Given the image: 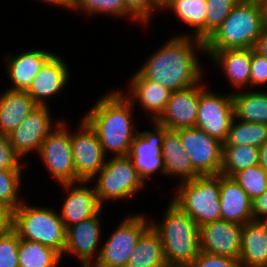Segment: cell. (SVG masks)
<instances>
[{
    "label": "cell",
    "instance_id": "cell-1",
    "mask_svg": "<svg viewBox=\"0 0 267 267\" xmlns=\"http://www.w3.org/2000/svg\"><path fill=\"white\" fill-rule=\"evenodd\" d=\"M163 45L146 59L138 71L172 92L198 84L204 76V67L200 65L195 50L205 54L204 42L185 33L171 37Z\"/></svg>",
    "mask_w": 267,
    "mask_h": 267
},
{
    "label": "cell",
    "instance_id": "cell-2",
    "mask_svg": "<svg viewBox=\"0 0 267 267\" xmlns=\"http://www.w3.org/2000/svg\"><path fill=\"white\" fill-rule=\"evenodd\" d=\"M104 95L83 119L95 131L106 156L109 152L113 156H126L139 132L133 122L134 106L120 90Z\"/></svg>",
    "mask_w": 267,
    "mask_h": 267
},
{
    "label": "cell",
    "instance_id": "cell-3",
    "mask_svg": "<svg viewBox=\"0 0 267 267\" xmlns=\"http://www.w3.org/2000/svg\"><path fill=\"white\" fill-rule=\"evenodd\" d=\"M162 219H151L150 225L160 236L167 265L190 267L200 252L199 226L172 201Z\"/></svg>",
    "mask_w": 267,
    "mask_h": 267
},
{
    "label": "cell",
    "instance_id": "cell-4",
    "mask_svg": "<svg viewBox=\"0 0 267 267\" xmlns=\"http://www.w3.org/2000/svg\"><path fill=\"white\" fill-rule=\"evenodd\" d=\"M265 23L260 1L240 0L204 42V51L254 48Z\"/></svg>",
    "mask_w": 267,
    "mask_h": 267
},
{
    "label": "cell",
    "instance_id": "cell-5",
    "mask_svg": "<svg viewBox=\"0 0 267 267\" xmlns=\"http://www.w3.org/2000/svg\"><path fill=\"white\" fill-rule=\"evenodd\" d=\"M12 229L20 239L38 242L63 255L66 244V228L58 211L26 204L24 201L13 211Z\"/></svg>",
    "mask_w": 267,
    "mask_h": 267
},
{
    "label": "cell",
    "instance_id": "cell-6",
    "mask_svg": "<svg viewBox=\"0 0 267 267\" xmlns=\"http://www.w3.org/2000/svg\"><path fill=\"white\" fill-rule=\"evenodd\" d=\"M179 184L171 201L186 212L199 227L221 220L219 174L197 176Z\"/></svg>",
    "mask_w": 267,
    "mask_h": 267
},
{
    "label": "cell",
    "instance_id": "cell-7",
    "mask_svg": "<svg viewBox=\"0 0 267 267\" xmlns=\"http://www.w3.org/2000/svg\"><path fill=\"white\" fill-rule=\"evenodd\" d=\"M95 177V191L103 207L104 201L127 199L145 186L128 155L112 156Z\"/></svg>",
    "mask_w": 267,
    "mask_h": 267
},
{
    "label": "cell",
    "instance_id": "cell-8",
    "mask_svg": "<svg viewBox=\"0 0 267 267\" xmlns=\"http://www.w3.org/2000/svg\"><path fill=\"white\" fill-rule=\"evenodd\" d=\"M147 218L139 213L122 219L106 243H103L92 267H126L140 236L151 226Z\"/></svg>",
    "mask_w": 267,
    "mask_h": 267
},
{
    "label": "cell",
    "instance_id": "cell-9",
    "mask_svg": "<svg viewBox=\"0 0 267 267\" xmlns=\"http://www.w3.org/2000/svg\"><path fill=\"white\" fill-rule=\"evenodd\" d=\"M61 121L43 141L38 152L53 179L62 183H76V170L70 142V130Z\"/></svg>",
    "mask_w": 267,
    "mask_h": 267
},
{
    "label": "cell",
    "instance_id": "cell-10",
    "mask_svg": "<svg viewBox=\"0 0 267 267\" xmlns=\"http://www.w3.org/2000/svg\"><path fill=\"white\" fill-rule=\"evenodd\" d=\"M202 83L195 128L224 143L234 119L232 94H215Z\"/></svg>",
    "mask_w": 267,
    "mask_h": 267
},
{
    "label": "cell",
    "instance_id": "cell-11",
    "mask_svg": "<svg viewBox=\"0 0 267 267\" xmlns=\"http://www.w3.org/2000/svg\"><path fill=\"white\" fill-rule=\"evenodd\" d=\"M76 132H70V142L76 170V182L93 181L105 166L106 155L95 131L82 118Z\"/></svg>",
    "mask_w": 267,
    "mask_h": 267
},
{
    "label": "cell",
    "instance_id": "cell-12",
    "mask_svg": "<svg viewBox=\"0 0 267 267\" xmlns=\"http://www.w3.org/2000/svg\"><path fill=\"white\" fill-rule=\"evenodd\" d=\"M193 169L200 175H218L222 167L223 142L197 128L176 130Z\"/></svg>",
    "mask_w": 267,
    "mask_h": 267
},
{
    "label": "cell",
    "instance_id": "cell-13",
    "mask_svg": "<svg viewBox=\"0 0 267 267\" xmlns=\"http://www.w3.org/2000/svg\"><path fill=\"white\" fill-rule=\"evenodd\" d=\"M48 106H37L25 120L7 136L16 154L23 160L29 153L40 150L47 135L60 122L51 119ZM53 125V126H52Z\"/></svg>",
    "mask_w": 267,
    "mask_h": 267
},
{
    "label": "cell",
    "instance_id": "cell-14",
    "mask_svg": "<svg viewBox=\"0 0 267 267\" xmlns=\"http://www.w3.org/2000/svg\"><path fill=\"white\" fill-rule=\"evenodd\" d=\"M243 225L225 220L205 223L199 227L200 251L239 259Z\"/></svg>",
    "mask_w": 267,
    "mask_h": 267
},
{
    "label": "cell",
    "instance_id": "cell-15",
    "mask_svg": "<svg viewBox=\"0 0 267 267\" xmlns=\"http://www.w3.org/2000/svg\"><path fill=\"white\" fill-rule=\"evenodd\" d=\"M101 213L102 211L93 217L66 228V244L62 258L64 254L76 255L80 267L93 266L100 253L97 246L101 236Z\"/></svg>",
    "mask_w": 267,
    "mask_h": 267
},
{
    "label": "cell",
    "instance_id": "cell-16",
    "mask_svg": "<svg viewBox=\"0 0 267 267\" xmlns=\"http://www.w3.org/2000/svg\"><path fill=\"white\" fill-rule=\"evenodd\" d=\"M88 183L90 181L59 184L68 194L59 212L65 228L93 217L103 210L104 207L99 202L95 187L85 186Z\"/></svg>",
    "mask_w": 267,
    "mask_h": 267
},
{
    "label": "cell",
    "instance_id": "cell-17",
    "mask_svg": "<svg viewBox=\"0 0 267 267\" xmlns=\"http://www.w3.org/2000/svg\"><path fill=\"white\" fill-rule=\"evenodd\" d=\"M200 98V82L171 93L166 109L157 122L170 130L194 128Z\"/></svg>",
    "mask_w": 267,
    "mask_h": 267
},
{
    "label": "cell",
    "instance_id": "cell-18",
    "mask_svg": "<svg viewBox=\"0 0 267 267\" xmlns=\"http://www.w3.org/2000/svg\"><path fill=\"white\" fill-rule=\"evenodd\" d=\"M69 75L67 63L54 53L41 67L27 93L37 105L48 106L46 99L65 89Z\"/></svg>",
    "mask_w": 267,
    "mask_h": 267
},
{
    "label": "cell",
    "instance_id": "cell-19",
    "mask_svg": "<svg viewBox=\"0 0 267 267\" xmlns=\"http://www.w3.org/2000/svg\"><path fill=\"white\" fill-rule=\"evenodd\" d=\"M130 85V86H129ZM129 93L123 95L135 107L137 103L157 121L166 109L172 91L144 77L138 70L129 81Z\"/></svg>",
    "mask_w": 267,
    "mask_h": 267
},
{
    "label": "cell",
    "instance_id": "cell-20",
    "mask_svg": "<svg viewBox=\"0 0 267 267\" xmlns=\"http://www.w3.org/2000/svg\"><path fill=\"white\" fill-rule=\"evenodd\" d=\"M221 220L244 225L254 220L252 199L232 178L219 174Z\"/></svg>",
    "mask_w": 267,
    "mask_h": 267
},
{
    "label": "cell",
    "instance_id": "cell-21",
    "mask_svg": "<svg viewBox=\"0 0 267 267\" xmlns=\"http://www.w3.org/2000/svg\"><path fill=\"white\" fill-rule=\"evenodd\" d=\"M53 54L48 50L33 49L22 51L15 56L12 55V57L7 55L4 58L5 70L12 81V87L8 89L27 91L41 67Z\"/></svg>",
    "mask_w": 267,
    "mask_h": 267
},
{
    "label": "cell",
    "instance_id": "cell-22",
    "mask_svg": "<svg viewBox=\"0 0 267 267\" xmlns=\"http://www.w3.org/2000/svg\"><path fill=\"white\" fill-rule=\"evenodd\" d=\"M205 54L214 65L220 66L234 89L239 91L240 88L250 86L252 48L205 51Z\"/></svg>",
    "mask_w": 267,
    "mask_h": 267
},
{
    "label": "cell",
    "instance_id": "cell-23",
    "mask_svg": "<svg viewBox=\"0 0 267 267\" xmlns=\"http://www.w3.org/2000/svg\"><path fill=\"white\" fill-rule=\"evenodd\" d=\"M162 157L165 176L180 177V182L189 181L200 176L194 169L191 158L183 147L179 133L164 127Z\"/></svg>",
    "mask_w": 267,
    "mask_h": 267
},
{
    "label": "cell",
    "instance_id": "cell-24",
    "mask_svg": "<svg viewBox=\"0 0 267 267\" xmlns=\"http://www.w3.org/2000/svg\"><path fill=\"white\" fill-rule=\"evenodd\" d=\"M239 261L242 267H267V221L243 225Z\"/></svg>",
    "mask_w": 267,
    "mask_h": 267
},
{
    "label": "cell",
    "instance_id": "cell-25",
    "mask_svg": "<svg viewBox=\"0 0 267 267\" xmlns=\"http://www.w3.org/2000/svg\"><path fill=\"white\" fill-rule=\"evenodd\" d=\"M38 105L27 91L11 90L0 94V133L8 135L16 129Z\"/></svg>",
    "mask_w": 267,
    "mask_h": 267
},
{
    "label": "cell",
    "instance_id": "cell-26",
    "mask_svg": "<svg viewBox=\"0 0 267 267\" xmlns=\"http://www.w3.org/2000/svg\"><path fill=\"white\" fill-rule=\"evenodd\" d=\"M232 93L235 120L267 125V93L260 91Z\"/></svg>",
    "mask_w": 267,
    "mask_h": 267
},
{
    "label": "cell",
    "instance_id": "cell-27",
    "mask_svg": "<svg viewBox=\"0 0 267 267\" xmlns=\"http://www.w3.org/2000/svg\"><path fill=\"white\" fill-rule=\"evenodd\" d=\"M167 265L159 234L150 226L141 236L126 267H164Z\"/></svg>",
    "mask_w": 267,
    "mask_h": 267
},
{
    "label": "cell",
    "instance_id": "cell-28",
    "mask_svg": "<svg viewBox=\"0 0 267 267\" xmlns=\"http://www.w3.org/2000/svg\"><path fill=\"white\" fill-rule=\"evenodd\" d=\"M172 11L182 22L193 28L189 36L205 42L206 0H170L165 8Z\"/></svg>",
    "mask_w": 267,
    "mask_h": 267
},
{
    "label": "cell",
    "instance_id": "cell-29",
    "mask_svg": "<svg viewBox=\"0 0 267 267\" xmlns=\"http://www.w3.org/2000/svg\"><path fill=\"white\" fill-rule=\"evenodd\" d=\"M62 255L51 247L20 239L19 267H59Z\"/></svg>",
    "mask_w": 267,
    "mask_h": 267
},
{
    "label": "cell",
    "instance_id": "cell-30",
    "mask_svg": "<svg viewBox=\"0 0 267 267\" xmlns=\"http://www.w3.org/2000/svg\"><path fill=\"white\" fill-rule=\"evenodd\" d=\"M259 164V148L251 145L223 146L220 174L232 177L236 172Z\"/></svg>",
    "mask_w": 267,
    "mask_h": 267
},
{
    "label": "cell",
    "instance_id": "cell-31",
    "mask_svg": "<svg viewBox=\"0 0 267 267\" xmlns=\"http://www.w3.org/2000/svg\"><path fill=\"white\" fill-rule=\"evenodd\" d=\"M267 141V125L233 119L223 146L251 145L259 148Z\"/></svg>",
    "mask_w": 267,
    "mask_h": 267
},
{
    "label": "cell",
    "instance_id": "cell-32",
    "mask_svg": "<svg viewBox=\"0 0 267 267\" xmlns=\"http://www.w3.org/2000/svg\"><path fill=\"white\" fill-rule=\"evenodd\" d=\"M152 131L138 132L130 147L128 156H141V158H154L162 156V141L164 126L153 121Z\"/></svg>",
    "mask_w": 267,
    "mask_h": 267
},
{
    "label": "cell",
    "instance_id": "cell-33",
    "mask_svg": "<svg viewBox=\"0 0 267 267\" xmlns=\"http://www.w3.org/2000/svg\"><path fill=\"white\" fill-rule=\"evenodd\" d=\"M22 170H3L0 169V205L14 211L23 202L19 197Z\"/></svg>",
    "mask_w": 267,
    "mask_h": 267
},
{
    "label": "cell",
    "instance_id": "cell-34",
    "mask_svg": "<svg viewBox=\"0 0 267 267\" xmlns=\"http://www.w3.org/2000/svg\"><path fill=\"white\" fill-rule=\"evenodd\" d=\"M232 178L252 200L267 190V172L259 164L236 172Z\"/></svg>",
    "mask_w": 267,
    "mask_h": 267
},
{
    "label": "cell",
    "instance_id": "cell-35",
    "mask_svg": "<svg viewBox=\"0 0 267 267\" xmlns=\"http://www.w3.org/2000/svg\"><path fill=\"white\" fill-rule=\"evenodd\" d=\"M81 10L88 15L107 14L108 16L129 17L136 21L127 12L124 0H74L72 11ZM129 15V16H128Z\"/></svg>",
    "mask_w": 267,
    "mask_h": 267
},
{
    "label": "cell",
    "instance_id": "cell-36",
    "mask_svg": "<svg viewBox=\"0 0 267 267\" xmlns=\"http://www.w3.org/2000/svg\"><path fill=\"white\" fill-rule=\"evenodd\" d=\"M240 0H206L207 14L205 22V41L228 17Z\"/></svg>",
    "mask_w": 267,
    "mask_h": 267
},
{
    "label": "cell",
    "instance_id": "cell-37",
    "mask_svg": "<svg viewBox=\"0 0 267 267\" xmlns=\"http://www.w3.org/2000/svg\"><path fill=\"white\" fill-rule=\"evenodd\" d=\"M19 242L20 238L13 229L0 236V267H19Z\"/></svg>",
    "mask_w": 267,
    "mask_h": 267
},
{
    "label": "cell",
    "instance_id": "cell-38",
    "mask_svg": "<svg viewBox=\"0 0 267 267\" xmlns=\"http://www.w3.org/2000/svg\"><path fill=\"white\" fill-rule=\"evenodd\" d=\"M23 161L13 149L8 136L0 133V169L3 170H23L28 167V162Z\"/></svg>",
    "mask_w": 267,
    "mask_h": 267
},
{
    "label": "cell",
    "instance_id": "cell-39",
    "mask_svg": "<svg viewBox=\"0 0 267 267\" xmlns=\"http://www.w3.org/2000/svg\"><path fill=\"white\" fill-rule=\"evenodd\" d=\"M129 157L131 158L132 163L144 184L146 182L145 180L156 172H161L165 175L164 160L162 156H154V158H141V156Z\"/></svg>",
    "mask_w": 267,
    "mask_h": 267
},
{
    "label": "cell",
    "instance_id": "cell-40",
    "mask_svg": "<svg viewBox=\"0 0 267 267\" xmlns=\"http://www.w3.org/2000/svg\"><path fill=\"white\" fill-rule=\"evenodd\" d=\"M127 12L132 16L136 23L148 25L151 22V16L157 9L150 3V0H124Z\"/></svg>",
    "mask_w": 267,
    "mask_h": 267
},
{
    "label": "cell",
    "instance_id": "cell-41",
    "mask_svg": "<svg viewBox=\"0 0 267 267\" xmlns=\"http://www.w3.org/2000/svg\"><path fill=\"white\" fill-rule=\"evenodd\" d=\"M190 267H242L239 259L200 251Z\"/></svg>",
    "mask_w": 267,
    "mask_h": 267
},
{
    "label": "cell",
    "instance_id": "cell-42",
    "mask_svg": "<svg viewBox=\"0 0 267 267\" xmlns=\"http://www.w3.org/2000/svg\"><path fill=\"white\" fill-rule=\"evenodd\" d=\"M267 84V57L252 48L250 86L262 87Z\"/></svg>",
    "mask_w": 267,
    "mask_h": 267
},
{
    "label": "cell",
    "instance_id": "cell-43",
    "mask_svg": "<svg viewBox=\"0 0 267 267\" xmlns=\"http://www.w3.org/2000/svg\"><path fill=\"white\" fill-rule=\"evenodd\" d=\"M252 214L254 220L267 221V190L252 200Z\"/></svg>",
    "mask_w": 267,
    "mask_h": 267
},
{
    "label": "cell",
    "instance_id": "cell-44",
    "mask_svg": "<svg viewBox=\"0 0 267 267\" xmlns=\"http://www.w3.org/2000/svg\"><path fill=\"white\" fill-rule=\"evenodd\" d=\"M13 225V211L0 205V236L7 234Z\"/></svg>",
    "mask_w": 267,
    "mask_h": 267
},
{
    "label": "cell",
    "instance_id": "cell-45",
    "mask_svg": "<svg viewBox=\"0 0 267 267\" xmlns=\"http://www.w3.org/2000/svg\"><path fill=\"white\" fill-rule=\"evenodd\" d=\"M254 50L260 55L267 57V23H265L263 31L254 46Z\"/></svg>",
    "mask_w": 267,
    "mask_h": 267
},
{
    "label": "cell",
    "instance_id": "cell-46",
    "mask_svg": "<svg viewBox=\"0 0 267 267\" xmlns=\"http://www.w3.org/2000/svg\"><path fill=\"white\" fill-rule=\"evenodd\" d=\"M41 1H44L51 5L60 6L64 9L67 8L68 10H71V11L73 9V3H74V0H41Z\"/></svg>",
    "mask_w": 267,
    "mask_h": 267
},
{
    "label": "cell",
    "instance_id": "cell-47",
    "mask_svg": "<svg viewBox=\"0 0 267 267\" xmlns=\"http://www.w3.org/2000/svg\"><path fill=\"white\" fill-rule=\"evenodd\" d=\"M259 165L267 172V141L259 147Z\"/></svg>",
    "mask_w": 267,
    "mask_h": 267
},
{
    "label": "cell",
    "instance_id": "cell-48",
    "mask_svg": "<svg viewBox=\"0 0 267 267\" xmlns=\"http://www.w3.org/2000/svg\"><path fill=\"white\" fill-rule=\"evenodd\" d=\"M150 3L157 9H164L170 3V0H150ZM159 8V9H158Z\"/></svg>",
    "mask_w": 267,
    "mask_h": 267
},
{
    "label": "cell",
    "instance_id": "cell-49",
    "mask_svg": "<svg viewBox=\"0 0 267 267\" xmlns=\"http://www.w3.org/2000/svg\"><path fill=\"white\" fill-rule=\"evenodd\" d=\"M263 13L265 17V22L267 23V0H262Z\"/></svg>",
    "mask_w": 267,
    "mask_h": 267
},
{
    "label": "cell",
    "instance_id": "cell-50",
    "mask_svg": "<svg viewBox=\"0 0 267 267\" xmlns=\"http://www.w3.org/2000/svg\"><path fill=\"white\" fill-rule=\"evenodd\" d=\"M164 267H181V266H175V265H165Z\"/></svg>",
    "mask_w": 267,
    "mask_h": 267
}]
</instances>
